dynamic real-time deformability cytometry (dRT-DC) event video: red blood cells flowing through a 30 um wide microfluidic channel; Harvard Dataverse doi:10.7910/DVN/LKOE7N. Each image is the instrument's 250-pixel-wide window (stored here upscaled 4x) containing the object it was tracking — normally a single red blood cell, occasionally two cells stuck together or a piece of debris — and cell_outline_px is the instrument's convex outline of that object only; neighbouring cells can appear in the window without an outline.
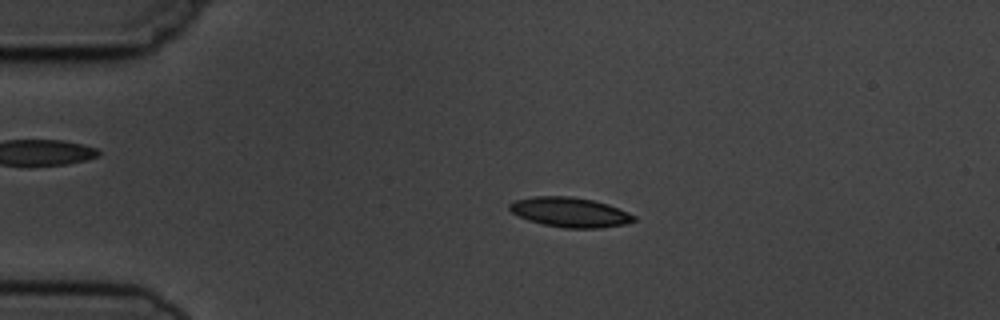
{"species": "common noctule bat (a hibernating species)", "species_latin": "Nyctalus noctula", "temperature_condition": "cold", "stored_images_in_passage": 2, "camera_frame_rate_fps": 3000, "um_per_image_px": 0.085, "animal": {"sex": "male", "body_mass_g": 19.5, "forearm_length_mm": 54.6}, "frame": {"image": 1, "passage_image": 1, "time_ms": 0.0, "image_size_px": [1000, 320], "cell_outline_px": [[636, 220], [624, 224], [600, 228], [564, 228], [544, 224], [528, 220], [512, 212], [508, 208], [508, 204], [516, 200], [532, 196], [572, 196], [592, 200], [608, 204], [628, 212], [636, 216]], "centroid_in_image_um": [48.45, 18.03], "position_along_channel_um": 36.6, "area_um2": 21.5}}